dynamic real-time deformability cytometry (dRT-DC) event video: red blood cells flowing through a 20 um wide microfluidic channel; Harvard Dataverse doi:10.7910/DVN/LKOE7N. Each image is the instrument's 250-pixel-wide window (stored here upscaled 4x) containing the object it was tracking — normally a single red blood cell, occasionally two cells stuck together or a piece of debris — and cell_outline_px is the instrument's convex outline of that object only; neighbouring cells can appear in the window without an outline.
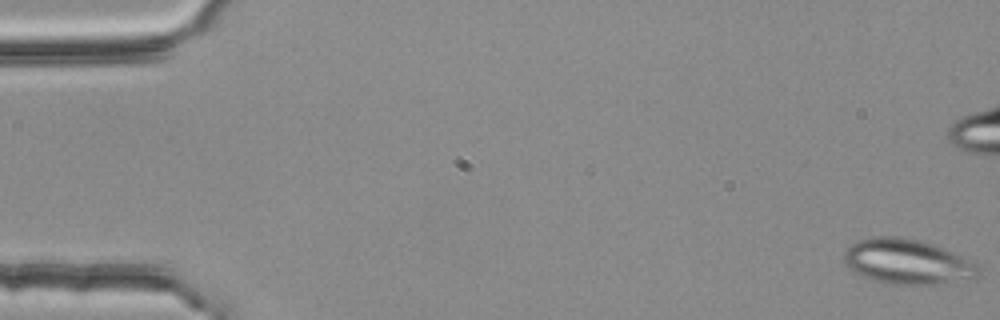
{"species": "common noctule bat (a hibernating species)", "species_latin": "Nyctalus noctula", "temperature_condition": "room temperature", "stored_images_in_passage": 54, "segment_of_instrument_passage": [1, 2], "camera_frame_rate_fps": 3000, "um_per_image_px": 0.085, "animal": {"sex": "female", "body_mass_g": 25.1}, "frame": {"image": 1, "passage_image": 1, "time_ms": 0.0, "image_size_px": [1000, 320], "cell_outline_px": [[980, 272], [976, 276], [940, 284], [892, 284], [872, 280], [856, 272], [844, 264], [844, 252], [856, 240], [868, 236], [896, 236], [920, 240], [932, 244], [976, 260], [980, 264]], "centroid_in_image_um": [77.14, 22.22], "position_along_channel_um": 7.9, "area_um2": 35.49}}